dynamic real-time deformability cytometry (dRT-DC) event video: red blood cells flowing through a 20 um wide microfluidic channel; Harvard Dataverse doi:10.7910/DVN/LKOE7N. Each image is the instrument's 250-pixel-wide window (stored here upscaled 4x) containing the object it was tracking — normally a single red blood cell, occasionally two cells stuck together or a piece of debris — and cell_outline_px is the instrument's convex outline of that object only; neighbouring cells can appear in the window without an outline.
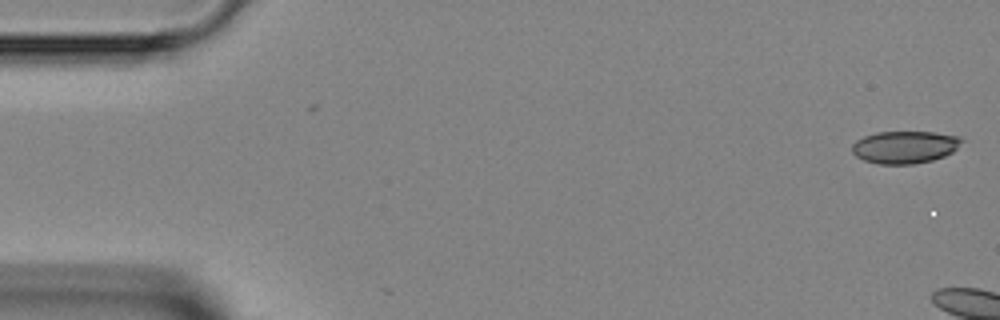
{"species": "Egyptian fruit bat (a non-hibernating species)", "species_latin": "Rousettus aegyptiacus", "temperature_condition": "room temperature", "stored_images_in_passage": 3, "camera_frame_rate_fps": 3000, "um_per_image_px": 0.085, "animal": {"sex": "female"}, "frame": {"image": 1, "passage_image": 3, "time_ms": 0.667, "image_size_px": [1000, 320], "cell_outline_px": [[964, 140], [952, 152], [944, 156], [932, 160], [912, 164], [876, 164], [864, 160], [856, 156], [852, 152], [852, 144], [856, 140], [864, 136], [876, 132], [932, 132], [960, 136]], "centroid_in_image_um": [76.89, 12.5], "position_along_channel_um": 8.1, "area_um2": 20.75}}